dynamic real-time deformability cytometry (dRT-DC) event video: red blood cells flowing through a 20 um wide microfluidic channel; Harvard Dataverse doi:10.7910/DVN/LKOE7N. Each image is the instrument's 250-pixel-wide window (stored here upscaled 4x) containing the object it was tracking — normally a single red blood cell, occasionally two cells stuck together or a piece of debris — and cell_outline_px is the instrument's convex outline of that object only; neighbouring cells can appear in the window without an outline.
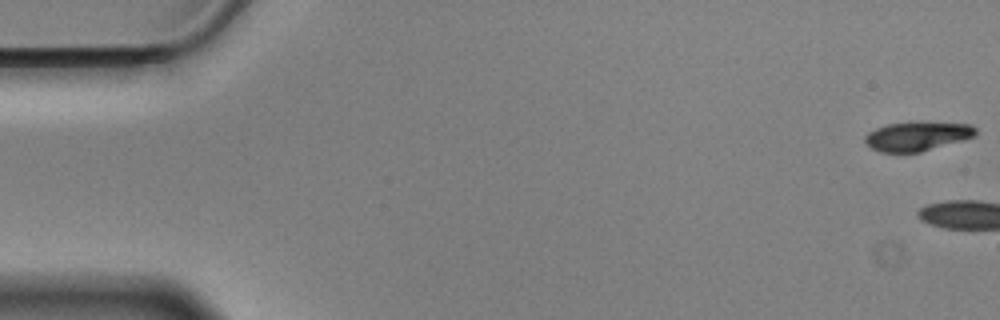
{"species": "Egyptian fruit bat (a non-hibernating species)", "species_latin": "Rousettus aegyptiacus", "temperature_condition": "cold", "stored_images_in_passage": 10, "camera_frame_rate_fps": 3000, "um_per_image_px": 0.085, "animal": {"sex": "male"}, "frame": {"image": 1, "passage_image": 1, "time_ms": 0.0, "image_size_px": [1000, 320], "cell_outline_px": [[976, 136], [920, 152], [880, 152], [872, 148], [864, 140], [864, 136], [868, 132], [876, 128], [888, 124], [908, 120], [912, 120], [972, 124], [976, 128]], "centroid_in_image_um": [77.97, 11.53], "position_along_channel_um": 7.0, "area_um2": 19.25}}